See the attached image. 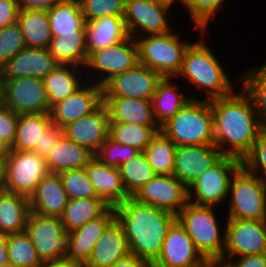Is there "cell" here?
Returning a JSON list of instances; mask_svg holds the SVG:
<instances>
[{"label": "cell", "mask_w": 266, "mask_h": 267, "mask_svg": "<svg viewBox=\"0 0 266 267\" xmlns=\"http://www.w3.org/2000/svg\"><path fill=\"white\" fill-rule=\"evenodd\" d=\"M85 29L88 56L93 51L115 45L129 36L123 17H101L86 22Z\"/></svg>", "instance_id": "obj_28"}, {"label": "cell", "mask_w": 266, "mask_h": 267, "mask_svg": "<svg viewBox=\"0 0 266 267\" xmlns=\"http://www.w3.org/2000/svg\"><path fill=\"white\" fill-rule=\"evenodd\" d=\"M6 90L4 88V80L2 78V75L0 73V109L6 108Z\"/></svg>", "instance_id": "obj_57"}, {"label": "cell", "mask_w": 266, "mask_h": 267, "mask_svg": "<svg viewBox=\"0 0 266 267\" xmlns=\"http://www.w3.org/2000/svg\"><path fill=\"white\" fill-rule=\"evenodd\" d=\"M170 6L154 0H126L124 23L134 39L146 35L165 34L171 30L167 15Z\"/></svg>", "instance_id": "obj_12"}, {"label": "cell", "mask_w": 266, "mask_h": 267, "mask_svg": "<svg viewBox=\"0 0 266 267\" xmlns=\"http://www.w3.org/2000/svg\"><path fill=\"white\" fill-rule=\"evenodd\" d=\"M109 122H123L148 127H160L155 120L151 100L129 97H103Z\"/></svg>", "instance_id": "obj_26"}, {"label": "cell", "mask_w": 266, "mask_h": 267, "mask_svg": "<svg viewBox=\"0 0 266 267\" xmlns=\"http://www.w3.org/2000/svg\"><path fill=\"white\" fill-rule=\"evenodd\" d=\"M138 63L139 56L136 39L128 36L125 40L115 45L93 51L88 56L84 71L85 76L90 77H86V80H93V83L103 86L114 75L132 69ZM91 70L94 71L92 74ZM86 71L89 72L86 73Z\"/></svg>", "instance_id": "obj_9"}, {"label": "cell", "mask_w": 266, "mask_h": 267, "mask_svg": "<svg viewBox=\"0 0 266 267\" xmlns=\"http://www.w3.org/2000/svg\"><path fill=\"white\" fill-rule=\"evenodd\" d=\"M63 135V128L57 124L51 123L45 129L43 136L40 139V146H35L33 152L46 158Z\"/></svg>", "instance_id": "obj_49"}, {"label": "cell", "mask_w": 266, "mask_h": 267, "mask_svg": "<svg viewBox=\"0 0 266 267\" xmlns=\"http://www.w3.org/2000/svg\"><path fill=\"white\" fill-rule=\"evenodd\" d=\"M18 0H0V29L17 23Z\"/></svg>", "instance_id": "obj_50"}, {"label": "cell", "mask_w": 266, "mask_h": 267, "mask_svg": "<svg viewBox=\"0 0 266 267\" xmlns=\"http://www.w3.org/2000/svg\"><path fill=\"white\" fill-rule=\"evenodd\" d=\"M3 80L7 107L15 113H50L51 107L41 78L21 77Z\"/></svg>", "instance_id": "obj_17"}, {"label": "cell", "mask_w": 266, "mask_h": 267, "mask_svg": "<svg viewBox=\"0 0 266 267\" xmlns=\"http://www.w3.org/2000/svg\"><path fill=\"white\" fill-rule=\"evenodd\" d=\"M126 0H79L86 22L101 17H123Z\"/></svg>", "instance_id": "obj_45"}, {"label": "cell", "mask_w": 266, "mask_h": 267, "mask_svg": "<svg viewBox=\"0 0 266 267\" xmlns=\"http://www.w3.org/2000/svg\"><path fill=\"white\" fill-rule=\"evenodd\" d=\"M236 77L252 98L262 129L266 132V62Z\"/></svg>", "instance_id": "obj_38"}, {"label": "cell", "mask_w": 266, "mask_h": 267, "mask_svg": "<svg viewBox=\"0 0 266 267\" xmlns=\"http://www.w3.org/2000/svg\"><path fill=\"white\" fill-rule=\"evenodd\" d=\"M130 252L151 264L158 258L169 228L176 221L170 211L138 202L130 197L115 206Z\"/></svg>", "instance_id": "obj_2"}, {"label": "cell", "mask_w": 266, "mask_h": 267, "mask_svg": "<svg viewBox=\"0 0 266 267\" xmlns=\"http://www.w3.org/2000/svg\"><path fill=\"white\" fill-rule=\"evenodd\" d=\"M48 51L58 64L84 68L88 60L86 31H77V36L52 37Z\"/></svg>", "instance_id": "obj_36"}, {"label": "cell", "mask_w": 266, "mask_h": 267, "mask_svg": "<svg viewBox=\"0 0 266 267\" xmlns=\"http://www.w3.org/2000/svg\"><path fill=\"white\" fill-rule=\"evenodd\" d=\"M110 206L102 198L68 199L60 217L64 230L69 233L86 222L101 216Z\"/></svg>", "instance_id": "obj_35"}, {"label": "cell", "mask_w": 266, "mask_h": 267, "mask_svg": "<svg viewBox=\"0 0 266 267\" xmlns=\"http://www.w3.org/2000/svg\"><path fill=\"white\" fill-rule=\"evenodd\" d=\"M68 203V196L59 174L48 173L29 198L30 211L42 216L61 217Z\"/></svg>", "instance_id": "obj_23"}, {"label": "cell", "mask_w": 266, "mask_h": 267, "mask_svg": "<svg viewBox=\"0 0 266 267\" xmlns=\"http://www.w3.org/2000/svg\"><path fill=\"white\" fill-rule=\"evenodd\" d=\"M118 170L123 186L130 197L155 176L143 152L120 165Z\"/></svg>", "instance_id": "obj_40"}, {"label": "cell", "mask_w": 266, "mask_h": 267, "mask_svg": "<svg viewBox=\"0 0 266 267\" xmlns=\"http://www.w3.org/2000/svg\"><path fill=\"white\" fill-rule=\"evenodd\" d=\"M94 157L87 148L63 135L45 158L49 173L83 169Z\"/></svg>", "instance_id": "obj_29"}, {"label": "cell", "mask_w": 266, "mask_h": 267, "mask_svg": "<svg viewBox=\"0 0 266 267\" xmlns=\"http://www.w3.org/2000/svg\"><path fill=\"white\" fill-rule=\"evenodd\" d=\"M109 121L108 110L102 103L91 114L65 126L64 135L95 154L109 136Z\"/></svg>", "instance_id": "obj_20"}, {"label": "cell", "mask_w": 266, "mask_h": 267, "mask_svg": "<svg viewBox=\"0 0 266 267\" xmlns=\"http://www.w3.org/2000/svg\"><path fill=\"white\" fill-rule=\"evenodd\" d=\"M7 191L5 160H0V193Z\"/></svg>", "instance_id": "obj_56"}, {"label": "cell", "mask_w": 266, "mask_h": 267, "mask_svg": "<svg viewBox=\"0 0 266 267\" xmlns=\"http://www.w3.org/2000/svg\"><path fill=\"white\" fill-rule=\"evenodd\" d=\"M84 69L85 68L74 65L57 64L56 67L42 79L50 107L64 100L69 95H72L87 81Z\"/></svg>", "instance_id": "obj_27"}, {"label": "cell", "mask_w": 266, "mask_h": 267, "mask_svg": "<svg viewBox=\"0 0 266 267\" xmlns=\"http://www.w3.org/2000/svg\"><path fill=\"white\" fill-rule=\"evenodd\" d=\"M204 267H225V266L217 262H208Z\"/></svg>", "instance_id": "obj_60"}, {"label": "cell", "mask_w": 266, "mask_h": 267, "mask_svg": "<svg viewBox=\"0 0 266 267\" xmlns=\"http://www.w3.org/2000/svg\"><path fill=\"white\" fill-rule=\"evenodd\" d=\"M226 243L223 257L217 262L224 264L233 257L266 254L265 220H244L227 218Z\"/></svg>", "instance_id": "obj_11"}, {"label": "cell", "mask_w": 266, "mask_h": 267, "mask_svg": "<svg viewBox=\"0 0 266 267\" xmlns=\"http://www.w3.org/2000/svg\"><path fill=\"white\" fill-rule=\"evenodd\" d=\"M8 262L7 257V235L0 234V265Z\"/></svg>", "instance_id": "obj_55"}, {"label": "cell", "mask_w": 266, "mask_h": 267, "mask_svg": "<svg viewBox=\"0 0 266 267\" xmlns=\"http://www.w3.org/2000/svg\"><path fill=\"white\" fill-rule=\"evenodd\" d=\"M10 151V146L0 138V160H5Z\"/></svg>", "instance_id": "obj_58"}, {"label": "cell", "mask_w": 266, "mask_h": 267, "mask_svg": "<svg viewBox=\"0 0 266 267\" xmlns=\"http://www.w3.org/2000/svg\"><path fill=\"white\" fill-rule=\"evenodd\" d=\"M228 198L227 218L265 220L266 183L243 166L231 178Z\"/></svg>", "instance_id": "obj_7"}, {"label": "cell", "mask_w": 266, "mask_h": 267, "mask_svg": "<svg viewBox=\"0 0 266 267\" xmlns=\"http://www.w3.org/2000/svg\"><path fill=\"white\" fill-rule=\"evenodd\" d=\"M7 192L30 198L49 173L46 160L33 151L11 150L5 158Z\"/></svg>", "instance_id": "obj_10"}, {"label": "cell", "mask_w": 266, "mask_h": 267, "mask_svg": "<svg viewBox=\"0 0 266 267\" xmlns=\"http://www.w3.org/2000/svg\"><path fill=\"white\" fill-rule=\"evenodd\" d=\"M178 89L177 83H174V77L163 78L157 86L151 102L155 120L160 127L192 98L196 99L195 96L197 95H185V93L180 92Z\"/></svg>", "instance_id": "obj_30"}, {"label": "cell", "mask_w": 266, "mask_h": 267, "mask_svg": "<svg viewBox=\"0 0 266 267\" xmlns=\"http://www.w3.org/2000/svg\"><path fill=\"white\" fill-rule=\"evenodd\" d=\"M141 152L131 146L121 145L110 136L94 154L101 163L108 166L119 167L123 163L138 156Z\"/></svg>", "instance_id": "obj_44"}, {"label": "cell", "mask_w": 266, "mask_h": 267, "mask_svg": "<svg viewBox=\"0 0 266 267\" xmlns=\"http://www.w3.org/2000/svg\"><path fill=\"white\" fill-rule=\"evenodd\" d=\"M145 35L136 38L139 64L156 71L163 78L174 77L181 70L183 55L190 43L180 40L178 33Z\"/></svg>", "instance_id": "obj_6"}, {"label": "cell", "mask_w": 266, "mask_h": 267, "mask_svg": "<svg viewBox=\"0 0 266 267\" xmlns=\"http://www.w3.org/2000/svg\"><path fill=\"white\" fill-rule=\"evenodd\" d=\"M204 33L205 31L200 33V36H203L201 41L191 42L186 48L177 76L185 77L196 90H205V99L212 100L228 96L236 90L234 82L227 75L229 73L225 72L215 53L204 42Z\"/></svg>", "instance_id": "obj_3"}, {"label": "cell", "mask_w": 266, "mask_h": 267, "mask_svg": "<svg viewBox=\"0 0 266 267\" xmlns=\"http://www.w3.org/2000/svg\"><path fill=\"white\" fill-rule=\"evenodd\" d=\"M51 123L50 113L19 115L15 139L10 147L11 150L33 151L35 146H40V139Z\"/></svg>", "instance_id": "obj_34"}, {"label": "cell", "mask_w": 266, "mask_h": 267, "mask_svg": "<svg viewBox=\"0 0 266 267\" xmlns=\"http://www.w3.org/2000/svg\"><path fill=\"white\" fill-rule=\"evenodd\" d=\"M160 130L176 146L214 145L210 100L192 98Z\"/></svg>", "instance_id": "obj_4"}, {"label": "cell", "mask_w": 266, "mask_h": 267, "mask_svg": "<svg viewBox=\"0 0 266 267\" xmlns=\"http://www.w3.org/2000/svg\"><path fill=\"white\" fill-rule=\"evenodd\" d=\"M52 37L77 36V31H86L84 15L79 0H63L48 10Z\"/></svg>", "instance_id": "obj_31"}, {"label": "cell", "mask_w": 266, "mask_h": 267, "mask_svg": "<svg viewBox=\"0 0 266 267\" xmlns=\"http://www.w3.org/2000/svg\"><path fill=\"white\" fill-rule=\"evenodd\" d=\"M40 267H84V263L63 257L59 259L43 261Z\"/></svg>", "instance_id": "obj_54"}, {"label": "cell", "mask_w": 266, "mask_h": 267, "mask_svg": "<svg viewBox=\"0 0 266 267\" xmlns=\"http://www.w3.org/2000/svg\"><path fill=\"white\" fill-rule=\"evenodd\" d=\"M242 162L222 156L188 187V201L200 206H223L228 199L229 184Z\"/></svg>", "instance_id": "obj_8"}, {"label": "cell", "mask_w": 266, "mask_h": 267, "mask_svg": "<svg viewBox=\"0 0 266 267\" xmlns=\"http://www.w3.org/2000/svg\"><path fill=\"white\" fill-rule=\"evenodd\" d=\"M109 267H152V264L146 259L140 258L130 252L120 257L116 263Z\"/></svg>", "instance_id": "obj_52"}, {"label": "cell", "mask_w": 266, "mask_h": 267, "mask_svg": "<svg viewBox=\"0 0 266 267\" xmlns=\"http://www.w3.org/2000/svg\"><path fill=\"white\" fill-rule=\"evenodd\" d=\"M214 208L188 202L176 214V220L186 230L196 249L208 262H218L223 257L226 243V227L223 231Z\"/></svg>", "instance_id": "obj_5"}, {"label": "cell", "mask_w": 266, "mask_h": 267, "mask_svg": "<svg viewBox=\"0 0 266 267\" xmlns=\"http://www.w3.org/2000/svg\"><path fill=\"white\" fill-rule=\"evenodd\" d=\"M207 263L186 230L176 220L169 228L161 252L152 267H204Z\"/></svg>", "instance_id": "obj_16"}, {"label": "cell", "mask_w": 266, "mask_h": 267, "mask_svg": "<svg viewBox=\"0 0 266 267\" xmlns=\"http://www.w3.org/2000/svg\"><path fill=\"white\" fill-rule=\"evenodd\" d=\"M129 253L128 241L121 224L115 218L101 234L84 267H109Z\"/></svg>", "instance_id": "obj_25"}, {"label": "cell", "mask_w": 266, "mask_h": 267, "mask_svg": "<svg viewBox=\"0 0 266 267\" xmlns=\"http://www.w3.org/2000/svg\"><path fill=\"white\" fill-rule=\"evenodd\" d=\"M161 127H148L131 123L109 122V136L121 145L143 152Z\"/></svg>", "instance_id": "obj_39"}, {"label": "cell", "mask_w": 266, "mask_h": 267, "mask_svg": "<svg viewBox=\"0 0 266 267\" xmlns=\"http://www.w3.org/2000/svg\"><path fill=\"white\" fill-rule=\"evenodd\" d=\"M250 173L257 175L266 183V132L257 139L249 154L241 161ZM262 175H261V174Z\"/></svg>", "instance_id": "obj_47"}, {"label": "cell", "mask_w": 266, "mask_h": 267, "mask_svg": "<svg viewBox=\"0 0 266 267\" xmlns=\"http://www.w3.org/2000/svg\"><path fill=\"white\" fill-rule=\"evenodd\" d=\"M24 48L26 45L18 23L0 29V69Z\"/></svg>", "instance_id": "obj_46"}, {"label": "cell", "mask_w": 266, "mask_h": 267, "mask_svg": "<svg viewBox=\"0 0 266 267\" xmlns=\"http://www.w3.org/2000/svg\"><path fill=\"white\" fill-rule=\"evenodd\" d=\"M176 144L161 130L143 151L155 175H173Z\"/></svg>", "instance_id": "obj_37"}, {"label": "cell", "mask_w": 266, "mask_h": 267, "mask_svg": "<svg viewBox=\"0 0 266 267\" xmlns=\"http://www.w3.org/2000/svg\"><path fill=\"white\" fill-rule=\"evenodd\" d=\"M210 100L214 145L222 155L242 161L264 132L250 95L243 89Z\"/></svg>", "instance_id": "obj_1"}, {"label": "cell", "mask_w": 266, "mask_h": 267, "mask_svg": "<svg viewBox=\"0 0 266 267\" xmlns=\"http://www.w3.org/2000/svg\"><path fill=\"white\" fill-rule=\"evenodd\" d=\"M114 219L115 207L110 206L101 216L67 233L65 257L85 263L101 234Z\"/></svg>", "instance_id": "obj_21"}, {"label": "cell", "mask_w": 266, "mask_h": 267, "mask_svg": "<svg viewBox=\"0 0 266 267\" xmlns=\"http://www.w3.org/2000/svg\"><path fill=\"white\" fill-rule=\"evenodd\" d=\"M0 267H18V266L12 264L11 262H6V263L0 265Z\"/></svg>", "instance_id": "obj_61"}, {"label": "cell", "mask_w": 266, "mask_h": 267, "mask_svg": "<svg viewBox=\"0 0 266 267\" xmlns=\"http://www.w3.org/2000/svg\"><path fill=\"white\" fill-rule=\"evenodd\" d=\"M17 23L27 48L48 49L52 36L47 10L20 9Z\"/></svg>", "instance_id": "obj_32"}, {"label": "cell", "mask_w": 266, "mask_h": 267, "mask_svg": "<svg viewBox=\"0 0 266 267\" xmlns=\"http://www.w3.org/2000/svg\"><path fill=\"white\" fill-rule=\"evenodd\" d=\"M25 232L41 261L65 257L67 232L59 217L29 212Z\"/></svg>", "instance_id": "obj_13"}, {"label": "cell", "mask_w": 266, "mask_h": 267, "mask_svg": "<svg viewBox=\"0 0 266 267\" xmlns=\"http://www.w3.org/2000/svg\"><path fill=\"white\" fill-rule=\"evenodd\" d=\"M59 176L68 199L99 198L85 168L63 171Z\"/></svg>", "instance_id": "obj_42"}, {"label": "cell", "mask_w": 266, "mask_h": 267, "mask_svg": "<svg viewBox=\"0 0 266 267\" xmlns=\"http://www.w3.org/2000/svg\"><path fill=\"white\" fill-rule=\"evenodd\" d=\"M234 259H228L223 265L225 267H266V254L246 255Z\"/></svg>", "instance_id": "obj_51"}, {"label": "cell", "mask_w": 266, "mask_h": 267, "mask_svg": "<svg viewBox=\"0 0 266 267\" xmlns=\"http://www.w3.org/2000/svg\"><path fill=\"white\" fill-rule=\"evenodd\" d=\"M163 77L142 64L114 75L103 85V97L151 100Z\"/></svg>", "instance_id": "obj_14"}, {"label": "cell", "mask_w": 266, "mask_h": 267, "mask_svg": "<svg viewBox=\"0 0 266 267\" xmlns=\"http://www.w3.org/2000/svg\"><path fill=\"white\" fill-rule=\"evenodd\" d=\"M132 197L175 215L189 202L188 188L174 175H155Z\"/></svg>", "instance_id": "obj_15"}, {"label": "cell", "mask_w": 266, "mask_h": 267, "mask_svg": "<svg viewBox=\"0 0 266 267\" xmlns=\"http://www.w3.org/2000/svg\"><path fill=\"white\" fill-rule=\"evenodd\" d=\"M224 2L226 0H183V7L189 13L194 28L201 33L206 31L211 19L218 15Z\"/></svg>", "instance_id": "obj_43"}, {"label": "cell", "mask_w": 266, "mask_h": 267, "mask_svg": "<svg viewBox=\"0 0 266 267\" xmlns=\"http://www.w3.org/2000/svg\"><path fill=\"white\" fill-rule=\"evenodd\" d=\"M99 198L115 207L130 198L126 192L118 167L108 166L93 157L85 167Z\"/></svg>", "instance_id": "obj_24"}, {"label": "cell", "mask_w": 266, "mask_h": 267, "mask_svg": "<svg viewBox=\"0 0 266 267\" xmlns=\"http://www.w3.org/2000/svg\"><path fill=\"white\" fill-rule=\"evenodd\" d=\"M29 212L28 198L7 191L0 193V234L24 232Z\"/></svg>", "instance_id": "obj_33"}, {"label": "cell", "mask_w": 266, "mask_h": 267, "mask_svg": "<svg viewBox=\"0 0 266 267\" xmlns=\"http://www.w3.org/2000/svg\"><path fill=\"white\" fill-rule=\"evenodd\" d=\"M154 1L159 2V3H162V4H166V5L170 6V7L173 4H175L176 1L177 2L179 1V3L181 2V4H183V0H154Z\"/></svg>", "instance_id": "obj_59"}, {"label": "cell", "mask_w": 266, "mask_h": 267, "mask_svg": "<svg viewBox=\"0 0 266 267\" xmlns=\"http://www.w3.org/2000/svg\"><path fill=\"white\" fill-rule=\"evenodd\" d=\"M63 0H18L19 8L26 10H49Z\"/></svg>", "instance_id": "obj_53"}, {"label": "cell", "mask_w": 266, "mask_h": 267, "mask_svg": "<svg viewBox=\"0 0 266 267\" xmlns=\"http://www.w3.org/2000/svg\"><path fill=\"white\" fill-rule=\"evenodd\" d=\"M8 262L18 267H40L41 259L27 233H14L7 235Z\"/></svg>", "instance_id": "obj_41"}, {"label": "cell", "mask_w": 266, "mask_h": 267, "mask_svg": "<svg viewBox=\"0 0 266 267\" xmlns=\"http://www.w3.org/2000/svg\"><path fill=\"white\" fill-rule=\"evenodd\" d=\"M222 156L215 145L176 146L173 175L188 188Z\"/></svg>", "instance_id": "obj_19"}, {"label": "cell", "mask_w": 266, "mask_h": 267, "mask_svg": "<svg viewBox=\"0 0 266 267\" xmlns=\"http://www.w3.org/2000/svg\"><path fill=\"white\" fill-rule=\"evenodd\" d=\"M58 63L48 49L24 48L0 69L3 79L38 77L43 79Z\"/></svg>", "instance_id": "obj_22"}, {"label": "cell", "mask_w": 266, "mask_h": 267, "mask_svg": "<svg viewBox=\"0 0 266 267\" xmlns=\"http://www.w3.org/2000/svg\"><path fill=\"white\" fill-rule=\"evenodd\" d=\"M102 103L103 86L87 81L72 95L51 107V121L64 128L83 116L91 114Z\"/></svg>", "instance_id": "obj_18"}, {"label": "cell", "mask_w": 266, "mask_h": 267, "mask_svg": "<svg viewBox=\"0 0 266 267\" xmlns=\"http://www.w3.org/2000/svg\"><path fill=\"white\" fill-rule=\"evenodd\" d=\"M18 116L9 107L0 109V138L10 147L15 139Z\"/></svg>", "instance_id": "obj_48"}]
</instances>
